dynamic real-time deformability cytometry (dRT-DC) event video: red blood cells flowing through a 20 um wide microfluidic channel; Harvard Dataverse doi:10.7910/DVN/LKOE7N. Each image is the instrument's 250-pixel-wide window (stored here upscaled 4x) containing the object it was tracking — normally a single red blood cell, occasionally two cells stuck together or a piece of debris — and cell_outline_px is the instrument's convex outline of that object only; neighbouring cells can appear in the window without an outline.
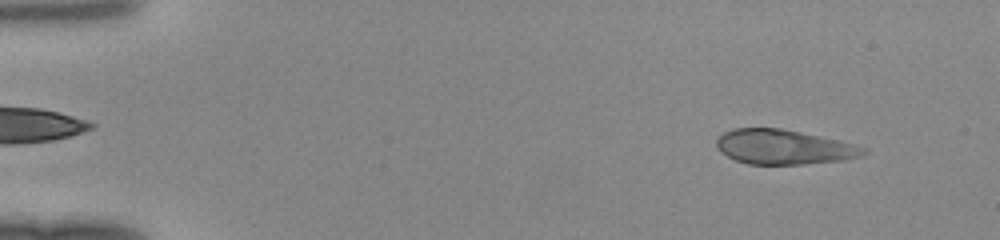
{"species": "human", "species_latin": "Homo sapiens", "temperature_condition": "room temperature", "stored_images_in_passage": 46, "camera_frame_rate_fps": 3000, "um_per_image_px": 0.085, "donor": {"sex": "female"}, "frame": {"image": 1, "passage_image": 4, "time_ms": 1.0, "image_size_px": [1000, 240], "cell_outline_px": [[868, 152], [864, 156], [844, 160], [804, 164], [748, 164], [736, 160], [720, 152], [716, 148], [716, 140], [724, 132], [736, 128], [780, 128], [836, 140], [868, 148]], "centroid_in_image_um": [66.62, 12.51], "position_along_channel_um": 18.4, "area_um2": 29.54}}
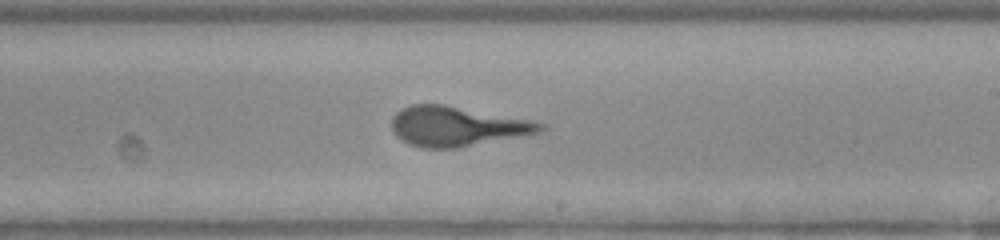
{"frame": {"image": 2, "passage_image": 28, "time_ms": 9.0, "image_size_px": [1000, 240], "cell_outline_px": [[544, 128], [540, 132], [456, 148], [420, 148], [408, 144], [400, 140], [392, 132], [392, 116], [400, 108], [412, 104], [444, 104], [532, 120], [544, 124]], "centroid_in_image_um": [38.77, 10.73], "position_along_channel_um": 250.2, "area_um2": 34.45}}
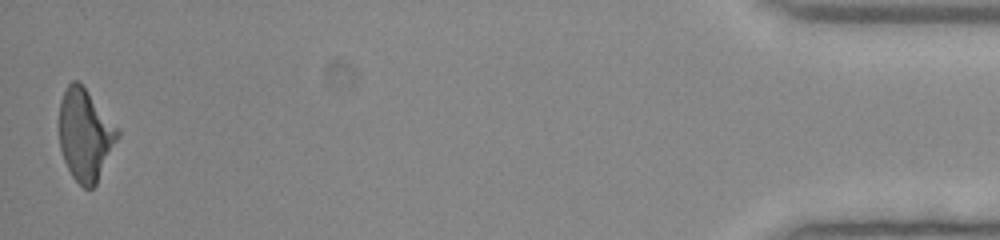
{"frame": {"image": 3, "passage_image": 46, "time_ms": 15.0, "image_size_px": [1000, 240], "cell_outline_px": [[120, 136], [96, 184], [92, 188], [84, 188], [72, 176], [64, 160], [60, 148], [60, 100], [68, 84], [72, 80], [76, 80], [84, 88], [120, 132]], "centroid_in_image_um": [7.23, 11.5], "position_along_channel_um": 428.0, "area_um2": 30.46}}